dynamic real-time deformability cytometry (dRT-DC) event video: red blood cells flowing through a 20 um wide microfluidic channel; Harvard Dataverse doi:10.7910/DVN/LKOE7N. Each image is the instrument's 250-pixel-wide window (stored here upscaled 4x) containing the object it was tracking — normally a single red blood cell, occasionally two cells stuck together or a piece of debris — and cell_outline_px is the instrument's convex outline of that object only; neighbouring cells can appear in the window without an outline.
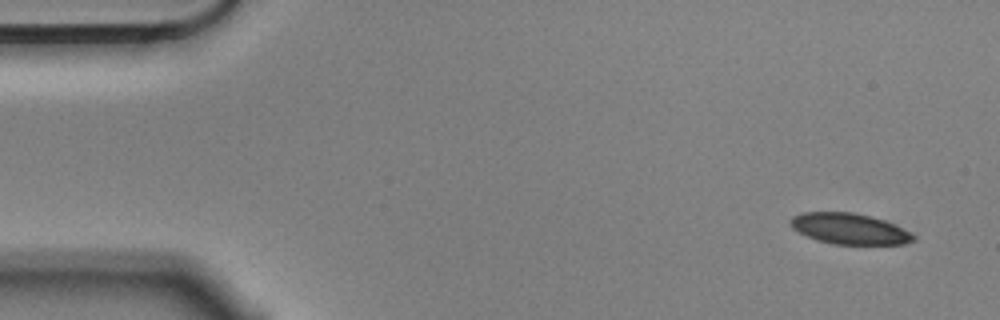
{"species": "Egyptian fruit bat (a non-hibernating species)", "species_latin": "Rousettus aegyptiacus", "temperature_condition": "cold", "stored_images_in_passage": 3, "camera_frame_rate_fps": 3000, "um_per_image_px": 0.085, "animal": {"sex": "male"}, "frame": {"image": 1, "passage_image": 1, "time_ms": 0.0, "image_size_px": [1000, 320], "cell_outline_px": [[912, 240], [904, 244], [836, 244], [820, 240], [808, 236], [792, 228], [788, 220], [792, 216], [804, 212], [852, 212], [872, 216], [884, 220], [908, 232], [912, 236]], "centroid_in_image_um": [72.13, 19.42], "position_along_channel_um": 12.9, "area_um2": 21.62}}